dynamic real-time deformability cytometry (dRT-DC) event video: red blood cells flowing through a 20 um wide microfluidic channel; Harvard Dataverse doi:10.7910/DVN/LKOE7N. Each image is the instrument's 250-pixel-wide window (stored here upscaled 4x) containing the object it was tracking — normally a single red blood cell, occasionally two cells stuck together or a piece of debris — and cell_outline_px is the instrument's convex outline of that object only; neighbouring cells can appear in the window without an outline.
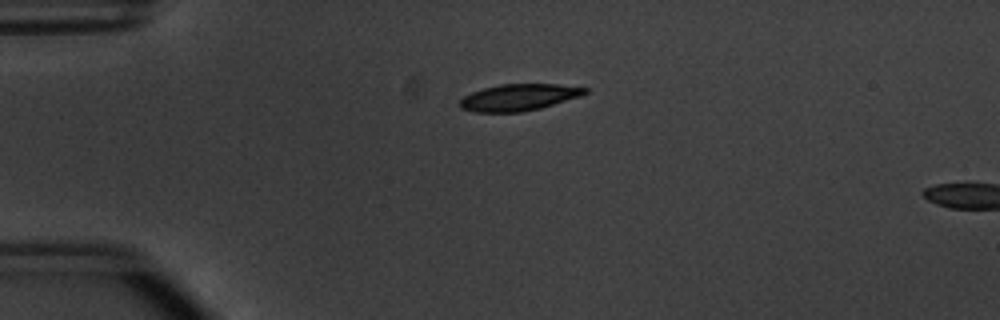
{"species": "common noctule bat (a hibernating species)", "species_latin": "Nyctalus noctula", "temperature_condition": "warm", "stored_images_in_passage": 6, "camera_frame_rate_fps": 3000, "um_per_image_px": 0.085, "animal": {"sex": "male", "body_mass_g": 20.1, "forearm_length_mm": 53.5}, "frame": {"image": 1, "passage_image": 3, "time_ms": 0.667, "image_size_px": [1000, 320], "cell_outline_px": [[588, 92], [580, 96], [540, 108], [520, 112], [476, 112], [460, 108], [456, 104], [464, 96], [472, 92], [484, 88], [500, 84], [556, 84], [588, 88]], "centroid_in_image_um": [44.06, 8.27], "position_along_channel_um": 40.9, "area_um2": 19.36}}